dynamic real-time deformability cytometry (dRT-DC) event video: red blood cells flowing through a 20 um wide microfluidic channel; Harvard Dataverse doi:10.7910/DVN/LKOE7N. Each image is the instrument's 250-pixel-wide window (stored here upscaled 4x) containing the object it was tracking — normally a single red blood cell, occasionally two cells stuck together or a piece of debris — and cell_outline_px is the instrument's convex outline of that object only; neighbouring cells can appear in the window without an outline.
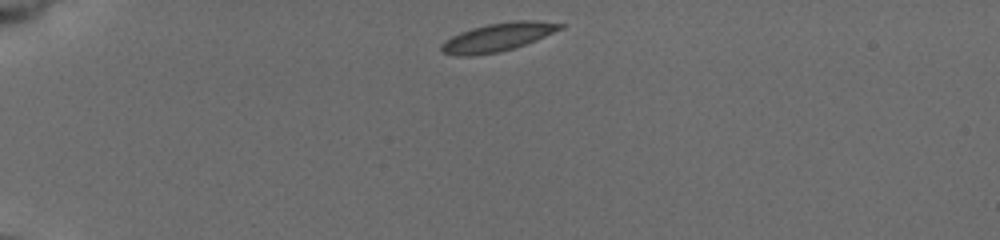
{"species": "common noctule bat (a hibernating species)", "species_latin": "Nyctalus noctula", "temperature_condition": "cold", "stored_images_in_passage": 7, "camera_frame_rate_fps": 3000, "um_per_image_px": 0.085, "animal": {"sex": "female", "body_mass_g": 19.5, "forearm_length_mm": 54.1}, "frame": {"image": 1, "passage_image": 1, "time_ms": 0.0, "image_size_px": [1000, 240], "cell_outline_px": [[564, 28], [524, 44], [500, 52], [472, 56], [456, 56], [444, 52], [440, 48], [440, 44], [444, 40], [460, 32], [472, 28], [488, 24], [516, 20], [536, 20], [564, 24]], "centroid_in_image_um": [42.28, 3.16], "position_along_channel_um": 42.7, "area_um2": 19.48}}